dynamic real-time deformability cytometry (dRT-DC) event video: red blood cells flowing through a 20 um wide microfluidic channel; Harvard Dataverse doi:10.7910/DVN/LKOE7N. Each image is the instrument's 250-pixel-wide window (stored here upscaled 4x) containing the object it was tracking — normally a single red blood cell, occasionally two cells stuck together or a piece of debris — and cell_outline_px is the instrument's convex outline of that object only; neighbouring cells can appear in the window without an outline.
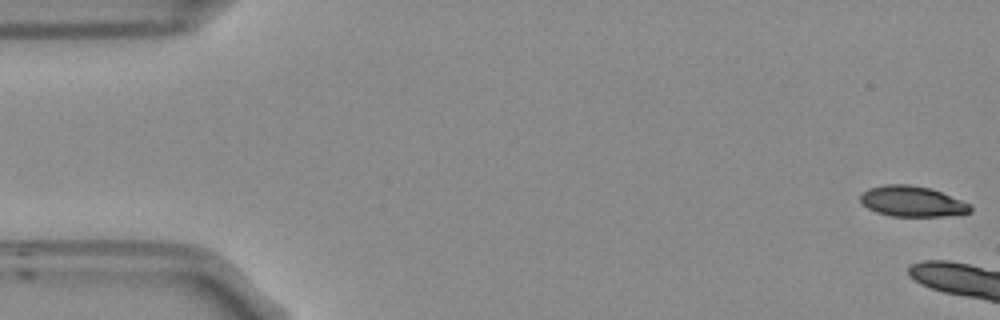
{"species": "Egyptian fruit bat (a non-hibernating species)", "species_latin": "Rousettus aegyptiacus", "temperature_condition": "room temperature", "stored_images_in_passage": 7, "camera_frame_rate_fps": 3000, "um_per_image_px": 0.085, "frame": {"image": 1, "passage_image": 1, "time_ms": 0.0, "image_size_px": [1000, 320], "cell_outline_px": [[972, 212], [944, 216], [892, 216], [876, 212], [860, 204], [860, 196], [868, 188], [884, 184], [908, 184], [932, 188], [960, 200], [968, 204], [972, 208]], "centroid_in_image_um": [77.49, 17.11], "position_along_channel_um": 7.5, "area_um2": 19.59}}